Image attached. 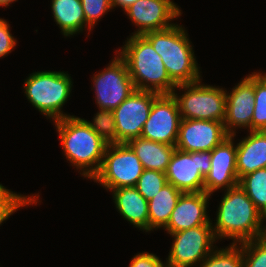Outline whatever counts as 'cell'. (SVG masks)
Segmentation results:
<instances>
[{
    "label": "cell",
    "instance_id": "obj_1",
    "mask_svg": "<svg viewBox=\"0 0 266 267\" xmlns=\"http://www.w3.org/2000/svg\"><path fill=\"white\" fill-rule=\"evenodd\" d=\"M220 201L216 222L211 224L218 241L231 239V244H240L266 236V218L239 184L224 191Z\"/></svg>",
    "mask_w": 266,
    "mask_h": 267
},
{
    "label": "cell",
    "instance_id": "obj_2",
    "mask_svg": "<svg viewBox=\"0 0 266 267\" xmlns=\"http://www.w3.org/2000/svg\"><path fill=\"white\" fill-rule=\"evenodd\" d=\"M53 123L67 161L92 181L101 168L108 143L80 117L73 115Z\"/></svg>",
    "mask_w": 266,
    "mask_h": 267
},
{
    "label": "cell",
    "instance_id": "obj_3",
    "mask_svg": "<svg viewBox=\"0 0 266 267\" xmlns=\"http://www.w3.org/2000/svg\"><path fill=\"white\" fill-rule=\"evenodd\" d=\"M143 36L160 55L166 71L176 84L194 83L202 79L187 30L177 22L166 29L149 31Z\"/></svg>",
    "mask_w": 266,
    "mask_h": 267
},
{
    "label": "cell",
    "instance_id": "obj_4",
    "mask_svg": "<svg viewBox=\"0 0 266 267\" xmlns=\"http://www.w3.org/2000/svg\"><path fill=\"white\" fill-rule=\"evenodd\" d=\"M116 53L125 60L136 90L173 93L177 85L169 77L160 55L143 35H130Z\"/></svg>",
    "mask_w": 266,
    "mask_h": 267
},
{
    "label": "cell",
    "instance_id": "obj_5",
    "mask_svg": "<svg viewBox=\"0 0 266 267\" xmlns=\"http://www.w3.org/2000/svg\"><path fill=\"white\" fill-rule=\"evenodd\" d=\"M73 82L65 71H35L24 81L23 91L27 100L46 119L56 121L73 116L63 113V105L71 97Z\"/></svg>",
    "mask_w": 266,
    "mask_h": 267
},
{
    "label": "cell",
    "instance_id": "obj_6",
    "mask_svg": "<svg viewBox=\"0 0 266 267\" xmlns=\"http://www.w3.org/2000/svg\"><path fill=\"white\" fill-rule=\"evenodd\" d=\"M177 90H182V94ZM182 119L224 121L226 90L219 86L202 84V79L177 85L173 90Z\"/></svg>",
    "mask_w": 266,
    "mask_h": 267
},
{
    "label": "cell",
    "instance_id": "obj_7",
    "mask_svg": "<svg viewBox=\"0 0 266 267\" xmlns=\"http://www.w3.org/2000/svg\"><path fill=\"white\" fill-rule=\"evenodd\" d=\"M144 168L127 143L108 144L99 172L92 178L106 190L135 187Z\"/></svg>",
    "mask_w": 266,
    "mask_h": 267
},
{
    "label": "cell",
    "instance_id": "obj_8",
    "mask_svg": "<svg viewBox=\"0 0 266 267\" xmlns=\"http://www.w3.org/2000/svg\"><path fill=\"white\" fill-rule=\"evenodd\" d=\"M169 235L173 242L165 261L167 267H197L215 249V243L218 242L211 224Z\"/></svg>",
    "mask_w": 266,
    "mask_h": 267
},
{
    "label": "cell",
    "instance_id": "obj_9",
    "mask_svg": "<svg viewBox=\"0 0 266 267\" xmlns=\"http://www.w3.org/2000/svg\"><path fill=\"white\" fill-rule=\"evenodd\" d=\"M91 80L98 109L113 110L136 90L127 64L118 53L107 67L94 73Z\"/></svg>",
    "mask_w": 266,
    "mask_h": 267
},
{
    "label": "cell",
    "instance_id": "obj_10",
    "mask_svg": "<svg viewBox=\"0 0 266 267\" xmlns=\"http://www.w3.org/2000/svg\"><path fill=\"white\" fill-rule=\"evenodd\" d=\"M211 169V151L184 152L175 149L165 172L167 183L182 193L204 191V178Z\"/></svg>",
    "mask_w": 266,
    "mask_h": 267
},
{
    "label": "cell",
    "instance_id": "obj_11",
    "mask_svg": "<svg viewBox=\"0 0 266 267\" xmlns=\"http://www.w3.org/2000/svg\"><path fill=\"white\" fill-rule=\"evenodd\" d=\"M158 95L155 92L135 90L112 110L116 126V143H128L141 136L153 101Z\"/></svg>",
    "mask_w": 266,
    "mask_h": 267
},
{
    "label": "cell",
    "instance_id": "obj_12",
    "mask_svg": "<svg viewBox=\"0 0 266 267\" xmlns=\"http://www.w3.org/2000/svg\"><path fill=\"white\" fill-rule=\"evenodd\" d=\"M181 120L179 106L173 94H159L153 101L140 137L175 146Z\"/></svg>",
    "mask_w": 266,
    "mask_h": 267
},
{
    "label": "cell",
    "instance_id": "obj_13",
    "mask_svg": "<svg viewBox=\"0 0 266 267\" xmlns=\"http://www.w3.org/2000/svg\"><path fill=\"white\" fill-rule=\"evenodd\" d=\"M172 0H137L124 10L132 23L138 28L132 35H143L171 27L182 11Z\"/></svg>",
    "mask_w": 266,
    "mask_h": 267
},
{
    "label": "cell",
    "instance_id": "obj_14",
    "mask_svg": "<svg viewBox=\"0 0 266 267\" xmlns=\"http://www.w3.org/2000/svg\"><path fill=\"white\" fill-rule=\"evenodd\" d=\"M229 136L221 121L182 119L175 147L184 152L212 151Z\"/></svg>",
    "mask_w": 266,
    "mask_h": 267
},
{
    "label": "cell",
    "instance_id": "obj_15",
    "mask_svg": "<svg viewBox=\"0 0 266 267\" xmlns=\"http://www.w3.org/2000/svg\"><path fill=\"white\" fill-rule=\"evenodd\" d=\"M236 158L237 145L234 136L230 135L211 151V169L204 178V192L214 195L239 184Z\"/></svg>",
    "mask_w": 266,
    "mask_h": 267
},
{
    "label": "cell",
    "instance_id": "obj_16",
    "mask_svg": "<svg viewBox=\"0 0 266 267\" xmlns=\"http://www.w3.org/2000/svg\"><path fill=\"white\" fill-rule=\"evenodd\" d=\"M253 112L254 72L246 75L231 89V92L226 90V110L223 123L227 133L235 137L238 128L251 131Z\"/></svg>",
    "mask_w": 266,
    "mask_h": 267
},
{
    "label": "cell",
    "instance_id": "obj_17",
    "mask_svg": "<svg viewBox=\"0 0 266 267\" xmlns=\"http://www.w3.org/2000/svg\"><path fill=\"white\" fill-rule=\"evenodd\" d=\"M212 195L206 192L182 193L179 197L167 226L163 229L168 234L200 225L212 224L208 216V201Z\"/></svg>",
    "mask_w": 266,
    "mask_h": 267
},
{
    "label": "cell",
    "instance_id": "obj_18",
    "mask_svg": "<svg viewBox=\"0 0 266 267\" xmlns=\"http://www.w3.org/2000/svg\"><path fill=\"white\" fill-rule=\"evenodd\" d=\"M237 145L236 168L239 180L258 169L266 168V131H248Z\"/></svg>",
    "mask_w": 266,
    "mask_h": 267
},
{
    "label": "cell",
    "instance_id": "obj_19",
    "mask_svg": "<svg viewBox=\"0 0 266 267\" xmlns=\"http://www.w3.org/2000/svg\"><path fill=\"white\" fill-rule=\"evenodd\" d=\"M120 215L133 227L148 232V201L135 187H121L110 191Z\"/></svg>",
    "mask_w": 266,
    "mask_h": 267
},
{
    "label": "cell",
    "instance_id": "obj_20",
    "mask_svg": "<svg viewBox=\"0 0 266 267\" xmlns=\"http://www.w3.org/2000/svg\"><path fill=\"white\" fill-rule=\"evenodd\" d=\"M50 4L52 17L62 35L72 37L85 28L88 36L90 35L92 28L86 23L81 0H51Z\"/></svg>",
    "mask_w": 266,
    "mask_h": 267
},
{
    "label": "cell",
    "instance_id": "obj_21",
    "mask_svg": "<svg viewBox=\"0 0 266 267\" xmlns=\"http://www.w3.org/2000/svg\"><path fill=\"white\" fill-rule=\"evenodd\" d=\"M142 163L144 169L166 172L176 147L154 142L142 137L134 138L127 143Z\"/></svg>",
    "mask_w": 266,
    "mask_h": 267
},
{
    "label": "cell",
    "instance_id": "obj_22",
    "mask_svg": "<svg viewBox=\"0 0 266 267\" xmlns=\"http://www.w3.org/2000/svg\"><path fill=\"white\" fill-rule=\"evenodd\" d=\"M182 192L172 184L166 183L161 190L148 201V232L165 228L172 211Z\"/></svg>",
    "mask_w": 266,
    "mask_h": 267
},
{
    "label": "cell",
    "instance_id": "obj_23",
    "mask_svg": "<svg viewBox=\"0 0 266 267\" xmlns=\"http://www.w3.org/2000/svg\"><path fill=\"white\" fill-rule=\"evenodd\" d=\"M239 185L266 218V168L244 175Z\"/></svg>",
    "mask_w": 266,
    "mask_h": 267
},
{
    "label": "cell",
    "instance_id": "obj_24",
    "mask_svg": "<svg viewBox=\"0 0 266 267\" xmlns=\"http://www.w3.org/2000/svg\"><path fill=\"white\" fill-rule=\"evenodd\" d=\"M41 203L39 192L38 194L21 195L19 193L13 192L6 189L0 183V225L10 218L15 212L20 208H24L31 205H38Z\"/></svg>",
    "mask_w": 266,
    "mask_h": 267
},
{
    "label": "cell",
    "instance_id": "obj_25",
    "mask_svg": "<svg viewBox=\"0 0 266 267\" xmlns=\"http://www.w3.org/2000/svg\"><path fill=\"white\" fill-rule=\"evenodd\" d=\"M197 267H243L242 243L216 247Z\"/></svg>",
    "mask_w": 266,
    "mask_h": 267
},
{
    "label": "cell",
    "instance_id": "obj_26",
    "mask_svg": "<svg viewBox=\"0 0 266 267\" xmlns=\"http://www.w3.org/2000/svg\"><path fill=\"white\" fill-rule=\"evenodd\" d=\"M251 131H266V72L254 71V112Z\"/></svg>",
    "mask_w": 266,
    "mask_h": 267
},
{
    "label": "cell",
    "instance_id": "obj_27",
    "mask_svg": "<svg viewBox=\"0 0 266 267\" xmlns=\"http://www.w3.org/2000/svg\"><path fill=\"white\" fill-rule=\"evenodd\" d=\"M82 119L108 144L116 143V126L112 110L98 109L92 122Z\"/></svg>",
    "mask_w": 266,
    "mask_h": 267
},
{
    "label": "cell",
    "instance_id": "obj_28",
    "mask_svg": "<svg viewBox=\"0 0 266 267\" xmlns=\"http://www.w3.org/2000/svg\"><path fill=\"white\" fill-rule=\"evenodd\" d=\"M167 183L165 172L144 169L135 188L147 200H151Z\"/></svg>",
    "mask_w": 266,
    "mask_h": 267
},
{
    "label": "cell",
    "instance_id": "obj_29",
    "mask_svg": "<svg viewBox=\"0 0 266 267\" xmlns=\"http://www.w3.org/2000/svg\"><path fill=\"white\" fill-rule=\"evenodd\" d=\"M243 267H266V236L242 243Z\"/></svg>",
    "mask_w": 266,
    "mask_h": 267
},
{
    "label": "cell",
    "instance_id": "obj_30",
    "mask_svg": "<svg viewBox=\"0 0 266 267\" xmlns=\"http://www.w3.org/2000/svg\"><path fill=\"white\" fill-rule=\"evenodd\" d=\"M86 23L92 28L104 17L106 13L113 9L111 0H81ZM95 25V26H94Z\"/></svg>",
    "mask_w": 266,
    "mask_h": 267
},
{
    "label": "cell",
    "instance_id": "obj_31",
    "mask_svg": "<svg viewBox=\"0 0 266 267\" xmlns=\"http://www.w3.org/2000/svg\"><path fill=\"white\" fill-rule=\"evenodd\" d=\"M10 24L0 18V58L8 56L17 46V39L11 34Z\"/></svg>",
    "mask_w": 266,
    "mask_h": 267
},
{
    "label": "cell",
    "instance_id": "obj_32",
    "mask_svg": "<svg viewBox=\"0 0 266 267\" xmlns=\"http://www.w3.org/2000/svg\"><path fill=\"white\" fill-rule=\"evenodd\" d=\"M165 263L154 253L143 251L130 260L129 267H164Z\"/></svg>",
    "mask_w": 266,
    "mask_h": 267
},
{
    "label": "cell",
    "instance_id": "obj_33",
    "mask_svg": "<svg viewBox=\"0 0 266 267\" xmlns=\"http://www.w3.org/2000/svg\"><path fill=\"white\" fill-rule=\"evenodd\" d=\"M135 1L137 0H111V3L113 6V9H115V7H120L122 8V11H124L129 6H131Z\"/></svg>",
    "mask_w": 266,
    "mask_h": 267
},
{
    "label": "cell",
    "instance_id": "obj_34",
    "mask_svg": "<svg viewBox=\"0 0 266 267\" xmlns=\"http://www.w3.org/2000/svg\"><path fill=\"white\" fill-rule=\"evenodd\" d=\"M18 0H0L1 7H8L10 4L16 2Z\"/></svg>",
    "mask_w": 266,
    "mask_h": 267
}]
</instances>
